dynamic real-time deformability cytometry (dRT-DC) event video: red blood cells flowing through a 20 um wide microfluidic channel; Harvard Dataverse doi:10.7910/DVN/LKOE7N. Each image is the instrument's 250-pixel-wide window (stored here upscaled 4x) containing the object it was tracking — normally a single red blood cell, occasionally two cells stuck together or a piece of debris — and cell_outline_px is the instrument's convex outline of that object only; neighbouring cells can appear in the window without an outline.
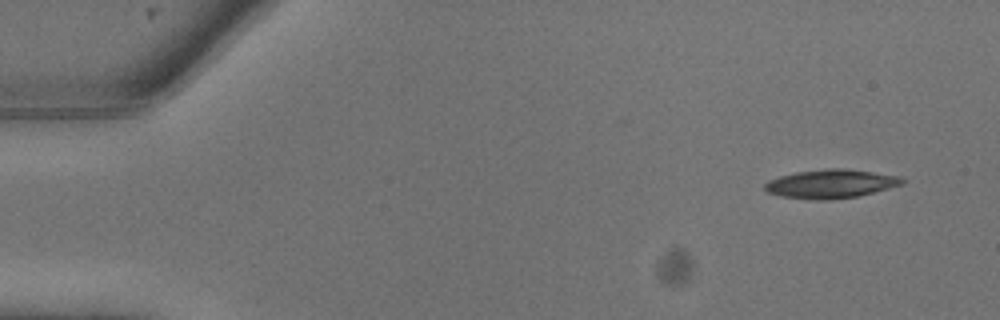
{"species": "common noctule bat (a hibernating species)", "species_latin": "Nyctalus noctula", "temperature_condition": "warm", "stored_images_in_passage": 8, "camera_frame_rate_fps": 3000, "um_per_image_px": 0.085, "animal": {"sex": "male", "body_mass_g": 13.3}, "frame": {"image": 1, "passage_image": 1, "time_ms": 0.0, "image_size_px": [1000, 320], "cell_outline_px": [[904, 184], [856, 196], [828, 200], [816, 200], [784, 196], [768, 192], [764, 188], [764, 184], [768, 180], [780, 176], [796, 172], [828, 168], [844, 168], [900, 176], [904, 180]], "centroid_in_image_um": [70.61, 15.61], "position_along_channel_um": 14.4, "area_um2": 22.72}}
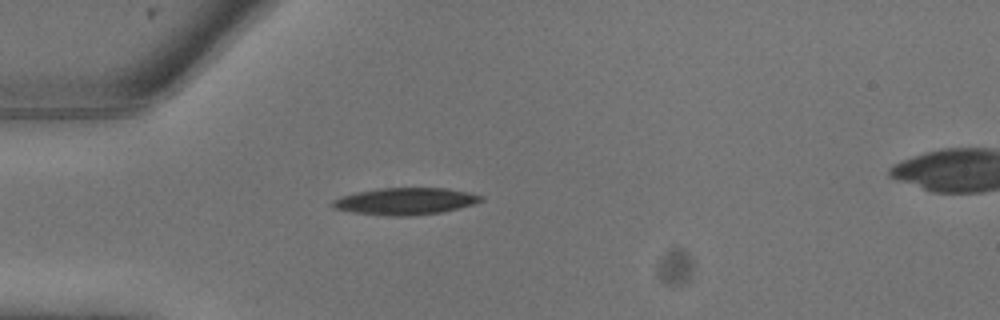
{"frame": {"image": 2, "passage_image": 6, "time_ms": 1.667, "image_size_px": [1000, 320], "cell_outline_px": [[484, 200], [460, 208], [440, 212], [412, 216], [384, 216], [352, 212], [332, 208], [332, 200], [340, 196], [356, 192], [380, 188], [448, 188], [468, 192], [484, 196]], "centroid_in_image_um": [34.44, 17.11], "position_along_channel_um": 50.6, "area_um2": 23.47}}
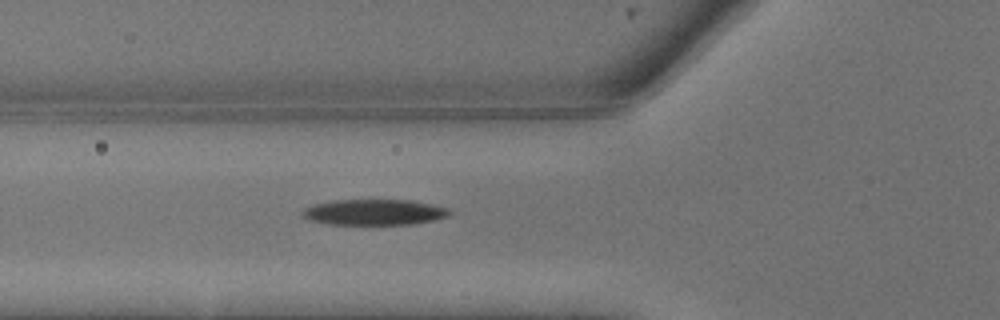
{"frame": {"image": 3, "passage_image": 8, "time_ms": 2.333, "image_size_px": [1000, 320], "cell_outline_px": [[452, 212], [448, 216], [436, 220], [412, 224], [328, 224], [312, 220], [304, 216], [300, 212], [304, 208], [316, 204], [336, 200], [408, 200], [436, 204], [448, 208]], "centroid_in_image_um": [31.88, 18.03], "position_along_channel_um": 93.9, "area_um2": 22.02}}